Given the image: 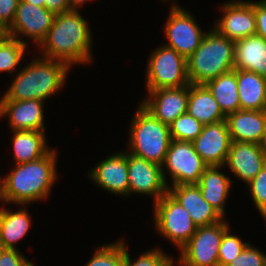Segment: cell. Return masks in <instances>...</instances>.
Instances as JSON below:
<instances>
[{"label":"cell","mask_w":266,"mask_h":266,"mask_svg":"<svg viewBox=\"0 0 266 266\" xmlns=\"http://www.w3.org/2000/svg\"><path fill=\"white\" fill-rule=\"evenodd\" d=\"M234 69L266 78V40L255 34L235 41Z\"/></svg>","instance_id":"obj_21"},{"label":"cell","mask_w":266,"mask_h":266,"mask_svg":"<svg viewBox=\"0 0 266 266\" xmlns=\"http://www.w3.org/2000/svg\"><path fill=\"white\" fill-rule=\"evenodd\" d=\"M237 84L242 110H266V78L237 69Z\"/></svg>","instance_id":"obj_24"},{"label":"cell","mask_w":266,"mask_h":266,"mask_svg":"<svg viewBox=\"0 0 266 266\" xmlns=\"http://www.w3.org/2000/svg\"><path fill=\"white\" fill-rule=\"evenodd\" d=\"M231 137L225 120L206 124L193 141L195 151L208 166H224L231 145Z\"/></svg>","instance_id":"obj_15"},{"label":"cell","mask_w":266,"mask_h":266,"mask_svg":"<svg viewBox=\"0 0 266 266\" xmlns=\"http://www.w3.org/2000/svg\"><path fill=\"white\" fill-rule=\"evenodd\" d=\"M27 266H35L32 262H30Z\"/></svg>","instance_id":"obj_44"},{"label":"cell","mask_w":266,"mask_h":266,"mask_svg":"<svg viewBox=\"0 0 266 266\" xmlns=\"http://www.w3.org/2000/svg\"><path fill=\"white\" fill-rule=\"evenodd\" d=\"M44 101L0 100V118L7 117L11 131H45Z\"/></svg>","instance_id":"obj_17"},{"label":"cell","mask_w":266,"mask_h":266,"mask_svg":"<svg viewBox=\"0 0 266 266\" xmlns=\"http://www.w3.org/2000/svg\"><path fill=\"white\" fill-rule=\"evenodd\" d=\"M153 206L156 230L180 250L196 232L198 226L169 193L156 201Z\"/></svg>","instance_id":"obj_7"},{"label":"cell","mask_w":266,"mask_h":266,"mask_svg":"<svg viewBox=\"0 0 266 266\" xmlns=\"http://www.w3.org/2000/svg\"><path fill=\"white\" fill-rule=\"evenodd\" d=\"M20 1H25L35 6L45 7V0H20Z\"/></svg>","instance_id":"obj_40"},{"label":"cell","mask_w":266,"mask_h":266,"mask_svg":"<svg viewBox=\"0 0 266 266\" xmlns=\"http://www.w3.org/2000/svg\"><path fill=\"white\" fill-rule=\"evenodd\" d=\"M92 44L87 21L79 10H70L55 14L52 27L38 47L43 57L64 62L71 68L92 63Z\"/></svg>","instance_id":"obj_2"},{"label":"cell","mask_w":266,"mask_h":266,"mask_svg":"<svg viewBox=\"0 0 266 266\" xmlns=\"http://www.w3.org/2000/svg\"><path fill=\"white\" fill-rule=\"evenodd\" d=\"M88 176L99 188L115 195H129L127 150L101 160Z\"/></svg>","instance_id":"obj_16"},{"label":"cell","mask_w":266,"mask_h":266,"mask_svg":"<svg viewBox=\"0 0 266 266\" xmlns=\"http://www.w3.org/2000/svg\"><path fill=\"white\" fill-rule=\"evenodd\" d=\"M168 193L188 212L197 226H209L224 218L203 197L198 184L168 187Z\"/></svg>","instance_id":"obj_19"},{"label":"cell","mask_w":266,"mask_h":266,"mask_svg":"<svg viewBox=\"0 0 266 266\" xmlns=\"http://www.w3.org/2000/svg\"><path fill=\"white\" fill-rule=\"evenodd\" d=\"M248 243L240 255L227 266H264L266 254Z\"/></svg>","instance_id":"obj_34"},{"label":"cell","mask_w":266,"mask_h":266,"mask_svg":"<svg viewBox=\"0 0 266 266\" xmlns=\"http://www.w3.org/2000/svg\"><path fill=\"white\" fill-rule=\"evenodd\" d=\"M235 41L208 30L199 47L187 58L190 84H206L219 75L234 70Z\"/></svg>","instance_id":"obj_4"},{"label":"cell","mask_w":266,"mask_h":266,"mask_svg":"<svg viewBox=\"0 0 266 266\" xmlns=\"http://www.w3.org/2000/svg\"><path fill=\"white\" fill-rule=\"evenodd\" d=\"M229 223L222 221L209 226H198L189 241L179 250L180 266H219L218 251Z\"/></svg>","instance_id":"obj_9"},{"label":"cell","mask_w":266,"mask_h":266,"mask_svg":"<svg viewBox=\"0 0 266 266\" xmlns=\"http://www.w3.org/2000/svg\"><path fill=\"white\" fill-rule=\"evenodd\" d=\"M84 266H124V240L98 247Z\"/></svg>","instance_id":"obj_29"},{"label":"cell","mask_w":266,"mask_h":266,"mask_svg":"<svg viewBox=\"0 0 266 266\" xmlns=\"http://www.w3.org/2000/svg\"><path fill=\"white\" fill-rule=\"evenodd\" d=\"M15 164L31 162L47 155L53 148L46 144L45 131H12Z\"/></svg>","instance_id":"obj_26"},{"label":"cell","mask_w":266,"mask_h":266,"mask_svg":"<svg viewBox=\"0 0 266 266\" xmlns=\"http://www.w3.org/2000/svg\"><path fill=\"white\" fill-rule=\"evenodd\" d=\"M256 35L266 40V4L260 0L255 1Z\"/></svg>","instance_id":"obj_37"},{"label":"cell","mask_w":266,"mask_h":266,"mask_svg":"<svg viewBox=\"0 0 266 266\" xmlns=\"http://www.w3.org/2000/svg\"><path fill=\"white\" fill-rule=\"evenodd\" d=\"M266 164V153L257 143L232 141L224 167L244 183L250 182Z\"/></svg>","instance_id":"obj_18"},{"label":"cell","mask_w":266,"mask_h":266,"mask_svg":"<svg viewBox=\"0 0 266 266\" xmlns=\"http://www.w3.org/2000/svg\"><path fill=\"white\" fill-rule=\"evenodd\" d=\"M259 145L263 149V151L266 153V128H265V131L263 133V136H262V139H261Z\"/></svg>","instance_id":"obj_41"},{"label":"cell","mask_w":266,"mask_h":266,"mask_svg":"<svg viewBox=\"0 0 266 266\" xmlns=\"http://www.w3.org/2000/svg\"><path fill=\"white\" fill-rule=\"evenodd\" d=\"M54 17L55 14L45 7L20 1L14 22L6 30L5 35L18 39L24 44H27V41L25 42L22 37H28L38 47L52 27Z\"/></svg>","instance_id":"obj_11"},{"label":"cell","mask_w":266,"mask_h":266,"mask_svg":"<svg viewBox=\"0 0 266 266\" xmlns=\"http://www.w3.org/2000/svg\"><path fill=\"white\" fill-rule=\"evenodd\" d=\"M232 141L259 144L266 128V110H238L226 115Z\"/></svg>","instance_id":"obj_20"},{"label":"cell","mask_w":266,"mask_h":266,"mask_svg":"<svg viewBox=\"0 0 266 266\" xmlns=\"http://www.w3.org/2000/svg\"><path fill=\"white\" fill-rule=\"evenodd\" d=\"M20 0H0V24L7 30L14 22Z\"/></svg>","instance_id":"obj_35"},{"label":"cell","mask_w":266,"mask_h":266,"mask_svg":"<svg viewBox=\"0 0 266 266\" xmlns=\"http://www.w3.org/2000/svg\"><path fill=\"white\" fill-rule=\"evenodd\" d=\"M230 227L224 232L218 251L219 266H227L235 260L249 242H243L241 237L230 232Z\"/></svg>","instance_id":"obj_32"},{"label":"cell","mask_w":266,"mask_h":266,"mask_svg":"<svg viewBox=\"0 0 266 266\" xmlns=\"http://www.w3.org/2000/svg\"><path fill=\"white\" fill-rule=\"evenodd\" d=\"M87 1L89 2L90 0H69L70 9L78 11L80 6L82 7Z\"/></svg>","instance_id":"obj_39"},{"label":"cell","mask_w":266,"mask_h":266,"mask_svg":"<svg viewBox=\"0 0 266 266\" xmlns=\"http://www.w3.org/2000/svg\"><path fill=\"white\" fill-rule=\"evenodd\" d=\"M203 126L190 114H182L169 125L171 139L193 142L202 132Z\"/></svg>","instance_id":"obj_30"},{"label":"cell","mask_w":266,"mask_h":266,"mask_svg":"<svg viewBox=\"0 0 266 266\" xmlns=\"http://www.w3.org/2000/svg\"><path fill=\"white\" fill-rule=\"evenodd\" d=\"M136 109L129 129L128 152L162 166L172 140L169 125L159 121L141 104Z\"/></svg>","instance_id":"obj_5"},{"label":"cell","mask_w":266,"mask_h":266,"mask_svg":"<svg viewBox=\"0 0 266 266\" xmlns=\"http://www.w3.org/2000/svg\"><path fill=\"white\" fill-rule=\"evenodd\" d=\"M223 168L224 166H208L201 175L198 186L202 197L225 219V204L234 181L222 172Z\"/></svg>","instance_id":"obj_22"},{"label":"cell","mask_w":266,"mask_h":266,"mask_svg":"<svg viewBox=\"0 0 266 266\" xmlns=\"http://www.w3.org/2000/svg\"><path fill=\"white\" fill-rule=\"evenodd\" d=\"M222 5L223 16L213 25L219 34L233 41L256 34L255 1L231 0Z\"/></svg>","instance_id":"obj_12"},{"label":"cell","mask_w":266,"mask_h":266,"mask_svg":"<svg viewBox=\"0 0 266 266\" xmlns=\"http://www.w3.org/2000/svg\"><path fill=\"white\" fill-rule=\"evenodd\" d=\"M140 104L164 124L170 125L177 117L187 113L189 85L179 88H161L148 91Z\"/></svg>","instance_id":"obj_14"},{"label":"cell","mask_w":266,"mask_h":266,"mask_svg":"<svg viewBox=\"0 0 266 266\" xmlns=\"http://www.w3.org/2000/svg\"><path fill=\"white\" fill-rule=\"evenodd\" d=\"M28 44L7 35L0 36V73L11 74L23 60Z\"/></svg>","instance_id":"obj_28"},{"label":"cell","mask_w":266,"mask_h":266,"mask_svg":"<svg viewBox=\"0 0 266 266\" xmlns=\"http://www.w3.org/2000/svg\"><path fill=\"white\" fill-rule=\"evenodd\" d=\"M6 34V29L0 24V36H4Z\"/></svg>","instance_id":"obj_42"},{"label":"cell","mask_w":266,"mask_h":266,"mask_svg":"<svg viewBox=\"0 0 266 266\" xmlns=\"http://www.w3.org/2000/svg\"><path fill=\"white\" fill-rule=\"evenodd\" d=\"M146 68L147 91L190 85L187 59L164 44L150 54Z\"/></svg>","instance_id":"obj_6"},{"label":"cell","mask_w":266,"mask_h":266,"mask_svg":"<svg viewBox=\"0 0 266 266\" xmlns=\"http://www.w3.org/2000/svg\"><path fill=\"white\" fill-rule=\"evenodd\" d=\"M5 247L3 246V244L0 242V256L2 254V252L4 251Z\"/></svg>","instance_id":"obj_43"},{"label":"cell","mask_w":266,"mask_h":266,"mask_svg":"<svg viewBox=\"0 0 266 266\" xmlns=\"http://www.w3.org/2000/svg\"><path fill=\"white\" fill-rule=\"evenodd\" d=\"M124 241V266H174V257L168 256L160 248H153L142 253L134 262H131L130 254Z\"/></svg>","instance_id":"obj_31"},{"label":"cell","mask_w":266,"mask_h":266,"mask_svg":"<svg viewBox=\"0 0 266 266\" xmlns=\"http://www.w3.org/2000/svg\"><path fill=\"white\" fill-rule=\"evenodd\" d=\"M253 203L266 221V164L261 171L247 183Z\"/></svg>","instance_id":"obj_33"},{"label":"cell","mask_w":266,"mask_h":266,"mask_svg":"<svg viewBox=\"0 0 266 266\" xmlns=\"http://www.w3.org/2000/svg\"><path fill=\"white\" fill-rule=\"evenodd\" d=\"M45 8L54 14L71 10L69 0H45Z\"/></svg>","instance_id":"obj_38"},{"label":"cell","mask_w":266,"mask_h":266,"mask_svg":"<svg viewBox=\"0 0 266 266\" xmlns=\"http://www.w3.org/2000/svg\"><path fill=\"white\" fill-rule=\"evenodd\" d=\"M57 151L20 164H14L5 177H0L2 204L26 205L48 199L57 176Z\"/></svg>","instance_id":"obj_1"},{"label":"cell","mask_w":266,"mask_h":266,"mask_svg":"<svg viewBox=\"0 0 266 266\" xmlns=\"http://www.w3.org/2000/svg\"><path fill=\"white\" fill-rule=\"evenodd\" d=\"M70 67L61 61L45 57L34 58L17 71L14 80L0 100L46 101L62 89Z\"/></svg>","instance_id":"obj_3"},{"label":"cell","mask_w":266,"mask_h":266,"mask_svg":"<svg viewBox=\"0 0 266 266\" xmlns=\"http://www.w3.org/2000/svg\"><path fill=\"white\" fill-rule=\"evenodd\" d=\"M161 167L169 187V185L198 184L208 165L195 151L193 142L172 139ZM166 172L172 180L171 184H168Z\"/></svg>","instance_id":"obj_8"},{"label":"cell","mask_w":266,"mask_h":266,"mask_svg":"<svg viewBox=\"0 0 266 266\" xmlns=\"http://www.w3.org/2000/svg\"><path fill=\"white\" fill-rule=\"evenodd\" d=\"M226 116L241 109L238 95L237 69L219 75L205 84Z\"/></svg>","instance_id":"obj_27"},{"label":"cell","mask_w":266,"mask_h":266,"mask_svg":"<svg viewBox=\"0 0 266 266\" xmlns=\"http://www.w3.org/2000/svg\"><path fill=\"white\" fill-rule=\"evenodd\" d=\"M187 113L203 125L225 120L218 102L205 84H190Z\"/></svg>","instance_id":"obj_23"},{"label":"cell","mask_w":266,"mask_h":266,"mask_svg":"<svg viewBox=\"0 0 266 266\" xmlns=\"http://www.w3.org/2000/svg\"><path fill=\"white\" fill-rule=\"evenodd\" d=\"M163 30L169 41L165 45L186 59L199 47L206 34L199 28L192 14L176 2L170 7L169 17Z\"/></svg>","instance_id":"obj_10"},{"label":"cell","mask_w":266,"mask_h":266,"mask_svg":"<svg viewBox=\"0 0 266 266\" xmlns=\"http://www.w3.org/2000/svg\"><path fill=\"white\" fill-rule=\"evenodd\" d=\"M19 206L22 208L15 212L0 207V242L5 249H17L16 243L26 236L31 227L27 206Z\"/></svg>","instance_id":"obj_25"},{"label":"cell","mask_w":266,"mask_h":266,"mask_svg":"<svg viewBox=\"0 0 266 266\" xmlns=\"http://www.w3.org/2000/svg\"><path fill=\"white\" fill-rule=\"evenodd\" d=\"M30 262L19 249H4L0 256V266H27Z\"/></svg>","instance_id":"obj_36"},{"label":"cell","mask_w":266,"mask_h":266,"mask_svg":"<svg viewBox=\"0 0 266 266\" xmlns=\"http://www.w3.org/2000/svg\"><path fill=\"white\" fill-rule=\"evenodd\" d=\"M129 196L132 193L153 197L155 203L168 193V185L163 177L162 167L143 158L128 153Z\"/></svg>","instance_id":"obj_13"}]
</instances>
